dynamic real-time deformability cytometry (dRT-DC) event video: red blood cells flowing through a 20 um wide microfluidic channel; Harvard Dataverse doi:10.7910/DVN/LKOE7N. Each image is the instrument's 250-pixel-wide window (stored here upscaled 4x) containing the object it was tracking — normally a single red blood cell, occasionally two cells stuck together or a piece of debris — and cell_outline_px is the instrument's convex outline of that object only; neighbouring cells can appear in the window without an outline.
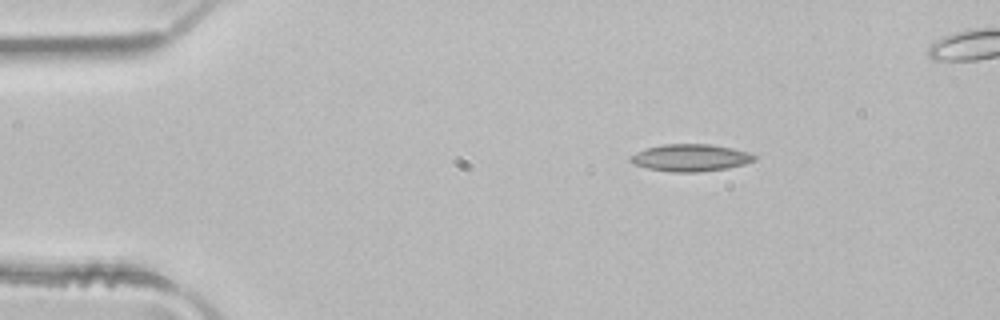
{"species": "common noctule bat (a hibernating species)", "species_latin": "Nyctalus noctula", "temperature_condition": "room temperature", "stored_images_in_passage": 3, "camera_frame_rate_fps": 3000, "um_per_image_px": 0.085, "animal": {"sex": "male", "body_mass_g": 21.5, "forearm_length_mm": 52.0}, "frame": {"image": 1, "passage_image": 1, "time_ms": 0.0, "image_size_px": [1000, 320], "cell_outline_px": [[756, 160], [744, 164], [728, 168], [700, 172], [672, 172], [648, 168], [632, 164], [628, 160], [628, 156], [644, 148], [664, 144], [712, 144], [732, 148], [748, 152], [756, 156]], "centroid_in_image_um": [58.65, 13.4], "position_along_channel_um": 26.3, "area_um2": 19.83}}